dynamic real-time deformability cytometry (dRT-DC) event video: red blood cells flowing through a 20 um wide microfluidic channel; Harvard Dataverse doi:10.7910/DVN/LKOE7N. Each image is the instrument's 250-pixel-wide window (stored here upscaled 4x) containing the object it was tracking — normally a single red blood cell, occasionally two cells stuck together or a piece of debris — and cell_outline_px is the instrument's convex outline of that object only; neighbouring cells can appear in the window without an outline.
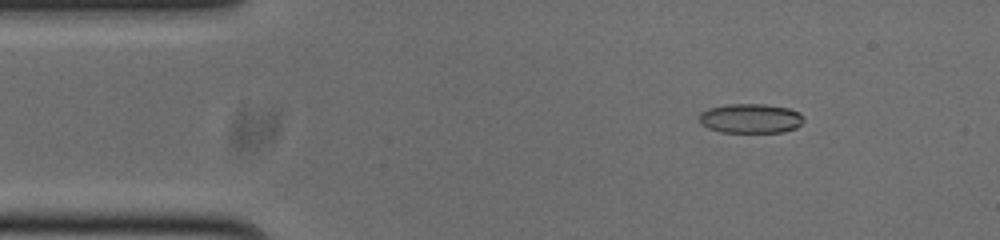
{"species": "common noctule bat (a hibernating species)", "species_latin": "Nyctalus noctula", "temperature_condition": "cold", "stored_images_in_passage": 53, "camera_frame_rate_fps": 3000, "um_per_image_px": 0.085, "animal": {"sex": "male", "body_mass_g": 20.0, "forearm_length_mm": 53.3}, "frame": {"image": 1, "passage_image": 7, "time_ms": 2.0, "image_size_px": [1000, 240], "cell_outline_px": [[804, 120], [796, 128], [784, 132], [720, 132], [708, 128], [700, 124], [700, 112], [708, 108], [728, 104], [764, 104], [788, 108], [800, 112]], "centroid_in_image_um": [63.79, 10.07], "position_along_channel_um": 21.2, "area_um2": 18.03}}
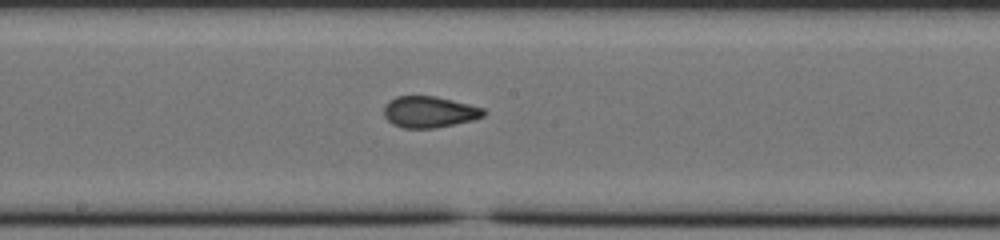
{"frame": {"image": 2, "passage_image": 27, "time_ms": 8.667, "image_size_px": [1000, 240], "cell_outline_px": [[488, 112], [484, 116], [472, 120], [432, 128], [404, 128], [392, 124], [384, 116], [384, 104], [388, 100], [396, 96], [436, 96], [484, 108]], "centroid_in_image_um": [36.47, 9.5], "position_along_channel_um": 211.7, "area_um2": 18.21}}
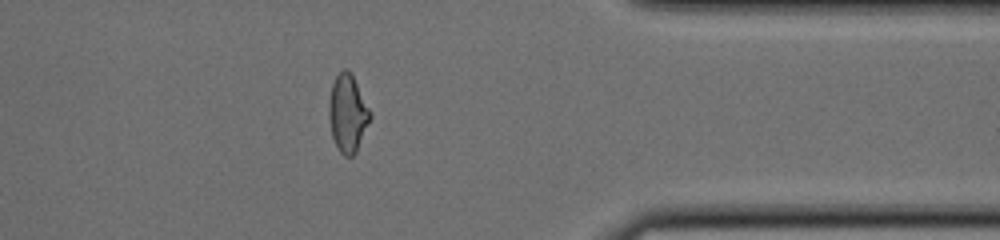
{"frame": {"image": 3, "passage_image": 42, "time_ms": 13.667, "image_size_px": [1000, 240], "cell_outline_px": [[372, 116], [356, 152], [352, 156], [344, 156], [340, 152], [332, 136], [328, 116], [328, 100], [332, 84], [336, 76], [344, 68], [352, 76], [372, 112]], "centroid_in_image_um": [29.55, 9.66], "position_along_channel_um": 381.9, "area_um2": 18.5}, "authors_computed_cell_mechanics": {"area_um2": 18.496, "velocity_mm_per_s": 3.7929, "shape_relaxation_time_tau1_ms": null, "shape_relaxation_time_tau2_ms": 1.2693, "deformation_change_tau1": null, "deformation_change_tau2": 0.0684}}